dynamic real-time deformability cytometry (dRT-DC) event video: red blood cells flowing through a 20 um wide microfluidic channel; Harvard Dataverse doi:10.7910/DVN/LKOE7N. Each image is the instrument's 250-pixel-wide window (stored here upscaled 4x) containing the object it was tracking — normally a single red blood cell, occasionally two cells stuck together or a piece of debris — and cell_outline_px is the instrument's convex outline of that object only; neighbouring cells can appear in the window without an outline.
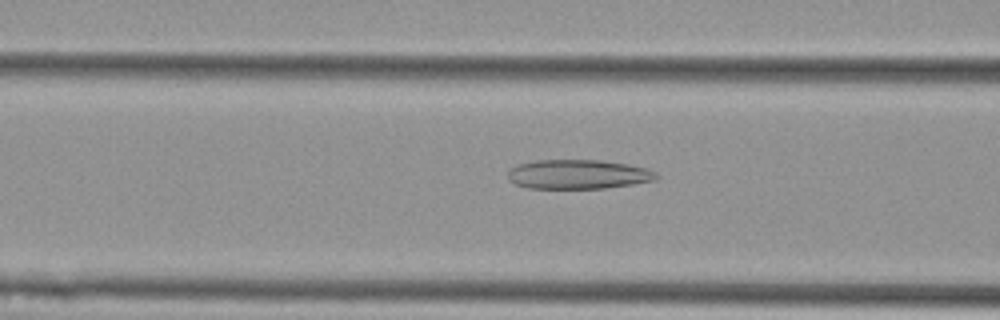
{"species": "Egyptian fruit bat (a non-hibernating species)", "species_latin": "Rousettus aegyptiacus", "temperature_condition": "cold", "stored_images_in_passage": 53, "camera_frame_rate_fps": 3000, "um_per_image_px": 0.085, "animal": {"sex": "female"}, "frame": {"image": 1, "passage_image": 21, "time_ms": 6.667, "image_size_px": [1000, 320], "cell_outline_px": [[660, 176], [656, 180], [632, 184], [604, 188], [528, 188], [516, 184], [508, 180], [508, 168], [516, 164], [536, 160], [600, 160], [628, 164], [648, 168], [656, 172]], "centroid_in_image_um": [49.13, 14.81], "position_along_channel_um": 117.5, "area_um2": 25.61}}
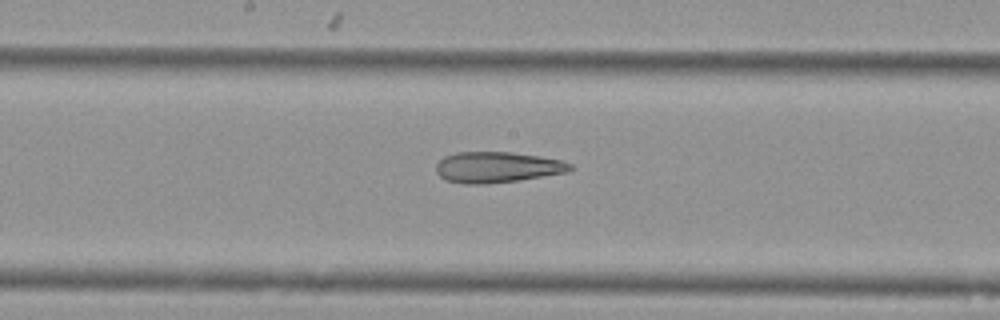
{"frame": {"image": 2, "passage_image": 28, "time_ms": 9.0, "image_size_px": [1000, 320], "cell_outline_px": [[576, 168], [568, 172], [516, 180], [488, 184], [464, 184], [444, 180], [436, 172], [436, 164], [444, 156], [456, 152], [512, 152], [540, 156], [560, 160], [572, 164]], "centroid_in_image_um": [42.25, 14.21], "position_along_channel_um": 205.9, "area_um2": 24.22}}
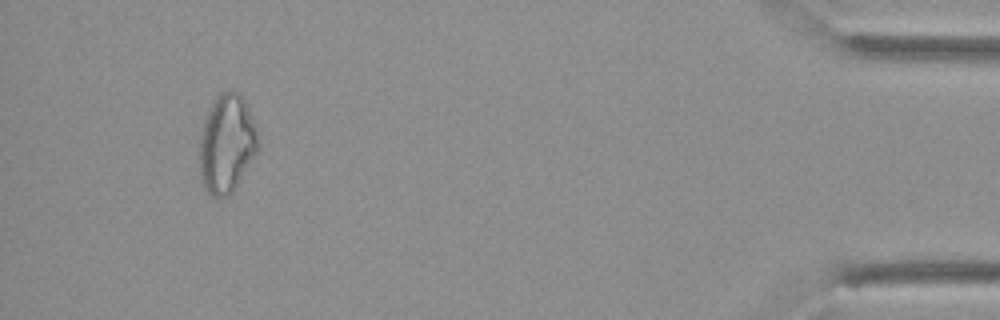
{"frame": {"image": 3, "passage_image": 50, "time_ms": 16.333, "image_size_px": [1000, 320], "cell_outline_px": [[260, 148], [256, 156], [228, 196], [212, 196], [208, 192], [200, 180], [200, 132], [208, 108], [212, 100], [220, 92], [232, 88], [240, 92], [244, 96], [248, 104], [256, 128]], "centroid_in_image_um": [19.29, 12.13], "position_along_channel_um": 415.9, "area_um2": 34.22}}